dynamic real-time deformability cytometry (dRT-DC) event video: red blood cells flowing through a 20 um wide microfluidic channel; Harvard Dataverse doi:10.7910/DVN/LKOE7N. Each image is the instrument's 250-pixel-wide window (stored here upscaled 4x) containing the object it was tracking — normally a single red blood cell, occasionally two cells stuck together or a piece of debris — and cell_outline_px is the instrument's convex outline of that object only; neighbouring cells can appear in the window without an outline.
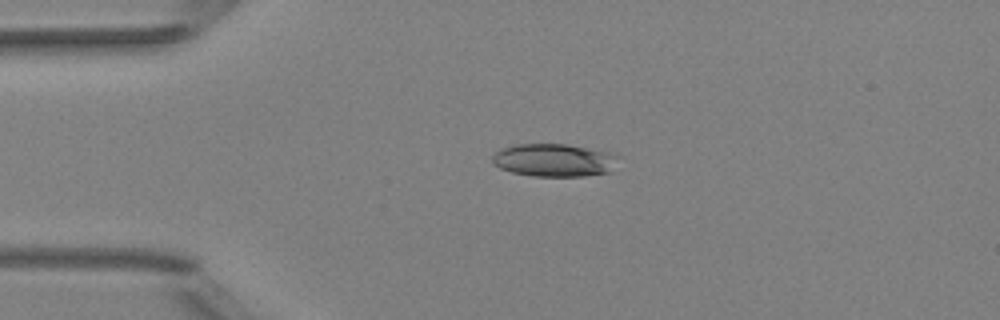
{"species": "Egyptian fruit bat (a non-hibernating species)", "species_latin": "Rousettus aegyptiacus", "temperature_condition": "room temperature", "stored_images_in_passage": 3, "camera_frame_rate_fps": 3000, "um_per_image_px": 0.085, "animal": {"sex": "female"}, "frame": {"image": 1, "passage_image": 1, "time_ms": 0.0, "image_size_px": [1000, 320], "cell_outline_px": [[620, 156], [612, 172], [584, 176], [532, 176], [512, 172], [500, 168], [492, 164], [492, 156], [496, 152], [504, 148], [516, 144], [568, 144], [612, 152]], "centroid_in_image_um": [47.15, 13.61], "position_along_channel_um": 37.8, "area_um2": 24.45}}
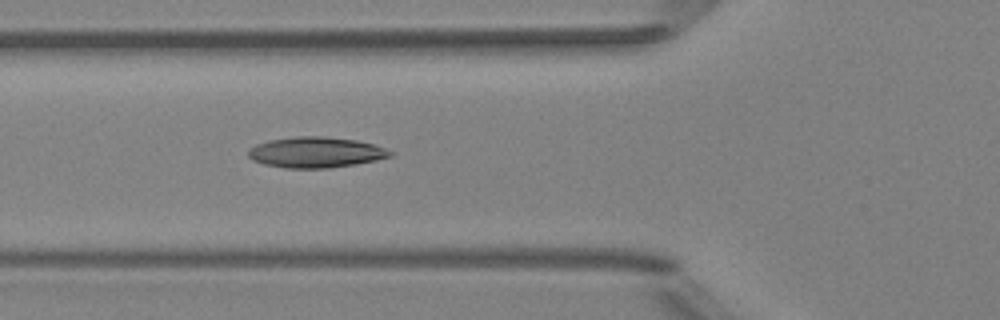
{"frame": {"image": 2, "passage_image": 3, "time_ms": 0.667, "image_size_px": [1000, 320], "cell_outline_px": [[396, 152], [392, 156], [376, 160], [356, 164], [328, 168], [284, 168], [264, 164], [252, 160], [248, 156], [248, 148], [256, 144], [268, 140], [296, 136], [324, 136], [356, 140], [376, 144]], "centroid_in_image_um": [26.86, 12.94], "position_along_channel_um": 98.9, "area_um2": 25.72}}